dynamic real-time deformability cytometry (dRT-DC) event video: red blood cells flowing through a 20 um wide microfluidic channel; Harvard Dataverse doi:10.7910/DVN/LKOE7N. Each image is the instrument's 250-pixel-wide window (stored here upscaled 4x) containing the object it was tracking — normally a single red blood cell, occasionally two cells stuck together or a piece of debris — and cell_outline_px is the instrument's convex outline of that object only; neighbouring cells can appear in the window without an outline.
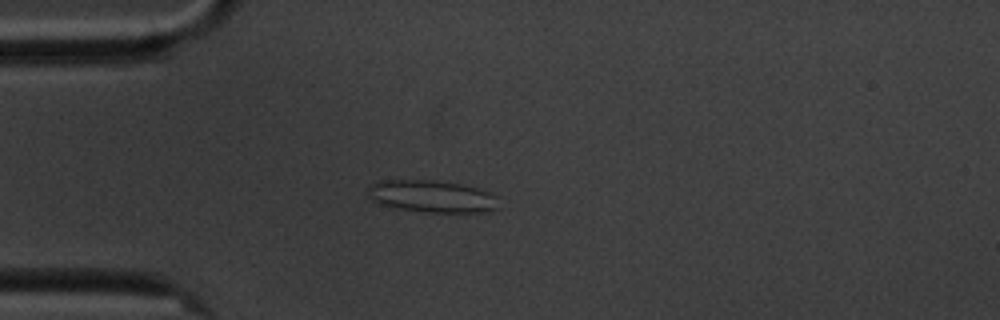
{"species": "common noctule bat (a hibernating species)", "species_latin": "Nyctalus noctula", "temperature_condition": "cold", "stored_images_in_passage": 12, "camera_frame_rate_fps": 3000, "um_per_image_px": 0.085, "animal": {"sex": "male", "body_mass_g": 20.1, "forearm_length_mm": 53.5}, "frame": {"image": 1, "passage_image": 4, "time_ms": 4.333, "image_size_px": [1000, 320], "cell_outline_px": [[496, 208], [488, 212], [424, 212], [396, 208], [380, 204], [372, 200], [368, 196], [368, 184], [376, 180], [436, 180], [460, 184], [476, 188], [488, 192], [496, 196]], "centroid_in_image_um": [36.63, 16.68], "position_along_channel_um": 48.4, "area_um2": 24.57}}
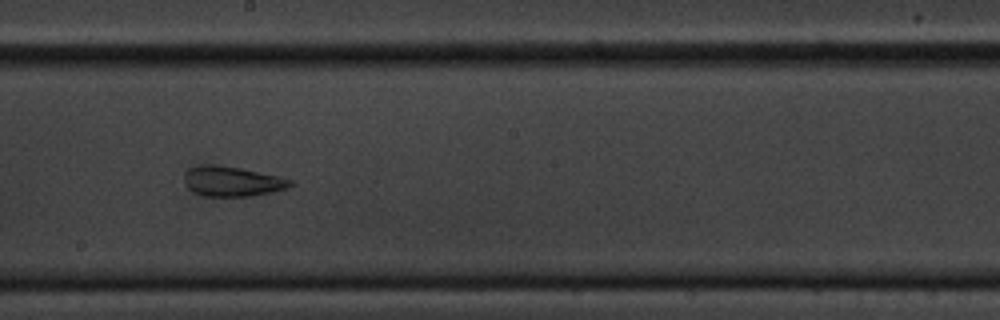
{"frame": {"image": 2, "passage_image": 9, "time_ms": 10.0, "image_size_px": [1000, 320], "cell_outline_px": [[292, 184], [288, 188], [272, 192], [252, 196], [204, 196], [192, 192], [184, 184], [184, 176], [188, 168], [200, 164], [216, 164], [240, 168], [276, 176], [292, 180]], "centroid_in_image_um": [19.67, 15.41], "position_along_channel_um": 228.5, "area_um2": 18.61}}
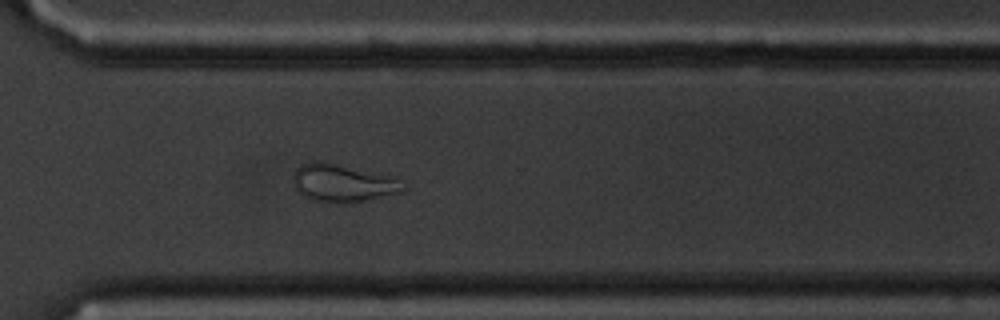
{"frame": {"image": 3, "passage_image": 12, "time_ms": 13.333, "image_size_px": [1000, 320], "cell_outline_px": [[408, 188], [404, 192], [364, 200], [312, 200], [304, 196], [296, 188], [292, 180], [296, 168], [300, 164], [312, 160], [320, 160], [384, 176], [396, 180]], "centroid_in_image_um": [29.06, 15.52], "position_along_channel_um": 341.5, "area_um2": 22.95}}